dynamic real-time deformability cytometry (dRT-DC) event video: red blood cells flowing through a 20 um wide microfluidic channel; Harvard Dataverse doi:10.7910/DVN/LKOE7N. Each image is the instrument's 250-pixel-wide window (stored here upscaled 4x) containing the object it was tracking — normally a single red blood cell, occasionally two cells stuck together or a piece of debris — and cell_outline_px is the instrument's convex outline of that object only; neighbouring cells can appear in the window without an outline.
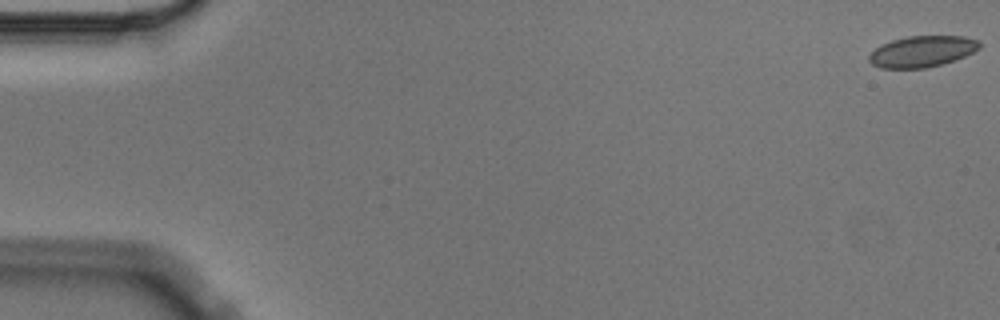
{"species": "Egyptian fruit bat (a non-hibernating species)", "species_latin": "Rousettus aegyptiacus", "temperature_condition": "cold", "stored_images_in_passage": 6, "camera_frame_rate_fps": 3000, "um_per_image_px": 0.085, "animal": {"sex": "male"}, "frame": {"image": 1, "passage_image": 1, "time_ms": 0.0, "image_size_px": [1000, 320], "cell_outline_px": [[980, 48], [964, 56], [940, 64], [924, 68], [880, 68], [872, 64], [868, 60], [868, 56], [876, 48], [892, 40], [908, 36], [964, 36], [980, 40]], "centroid_in_image_um": [78.38, 4.36], "position_along_channel_um": 6.6, "area_um2": 19.83}}
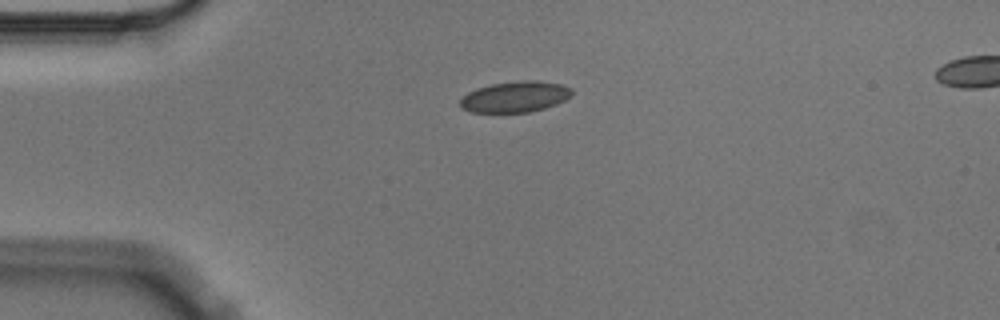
{"frame": {"image": 2, "passage_image": 4, "time_ms": 1.0, "image_size_px": [1000, 320], "cell_outline_px": [[572, 92], [564, 100], [556, 104], [544, 108], [528, 112], [472, 112], [460, 108], [460, 100], [468, 92], [476, 88], [492, 84], [516, 80], [536, 80], [560, 84], [572, 88]], "centroid_in_image_um": [43.76, 8.22], "position_along_channel_um": 41.2, "area_um2": 20.06}}
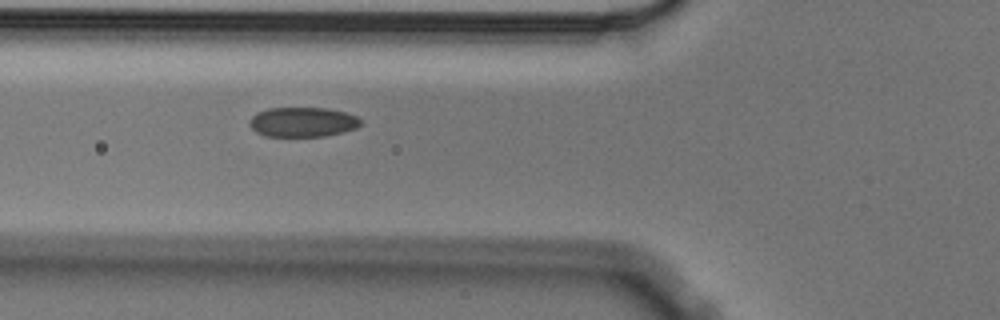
{"frame": {"image": 3, "passage_image": 6, "time_ms": 1.667, "image_size_px": [1000, 320], "cell_outline_px": [[360, 124], [356, 128], [324, 136], [264, 136], [256, 132], [248, 124], [248, 120], [256, 112], [268, 108], [328, 108], [344, 112], [356, 116], [360, 120]], "centroid_in_image_um": [25.66, 10.36], "position_along_channel_um": 100.1, "area_um2": 19.19}}